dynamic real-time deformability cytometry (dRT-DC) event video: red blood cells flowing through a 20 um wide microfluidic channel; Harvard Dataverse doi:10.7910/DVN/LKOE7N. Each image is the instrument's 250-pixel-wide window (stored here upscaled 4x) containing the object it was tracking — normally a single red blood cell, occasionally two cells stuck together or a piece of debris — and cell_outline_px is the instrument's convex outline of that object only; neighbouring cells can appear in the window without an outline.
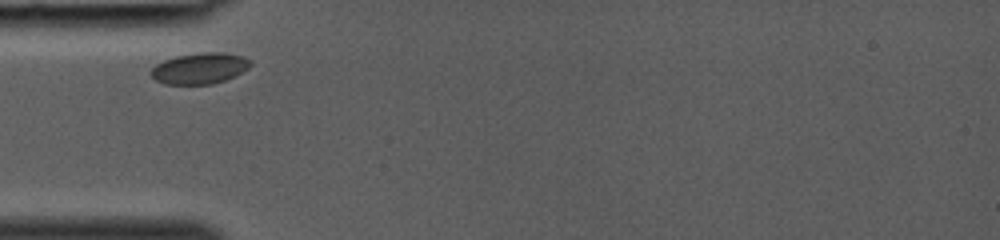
{"species": "common noctule bat (a hibernating species)", "species_latin": "Nyctalus noctula", "temperature_condition": "room temperature", "stored_images_in_passage": 22, "camera_frame_rate_fps": 3000, "um_per_image_px": 0.085, "animal": {"sex": "female", "body_mass_g": 19.0, "forearm_length_mm": 53.3}, "frame": {"image": 1, "passage_image": 1, "time_ms": 0.0, "image_size_px": [1000, 240], "cell_outline_px": [[252, 64], [248, 68], [224, 80], [212, 84], [164, 84], [156, 80], [148, 72], [156, 64], [164, 60], [176, 56], [200, 52], [220, 52], [240, 56], [252, 60]], "centroid_in_image_um": [16.94, 5.8], "position_along_channel_um": 68.1, "area_um2": 17.86}}
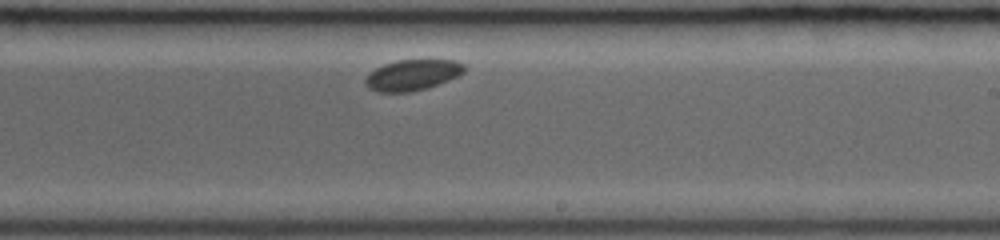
{"frame": {"image": 2, "passage_image": 13, "time_ms": 4.0, "image_size_px": [1000, 240], "cell_outline_px": [[464, 72], [448, 80], [424, 88], [408, 92], [380, 92], [368, 88], [364, 80], [376, 68], [384, 64], [396, 60], [456, 60], [464, 64]], "centroid_in_image_um": [35.05, 6.36], "position_along_channel_um": 254.0, "area_um2": 17.4}}
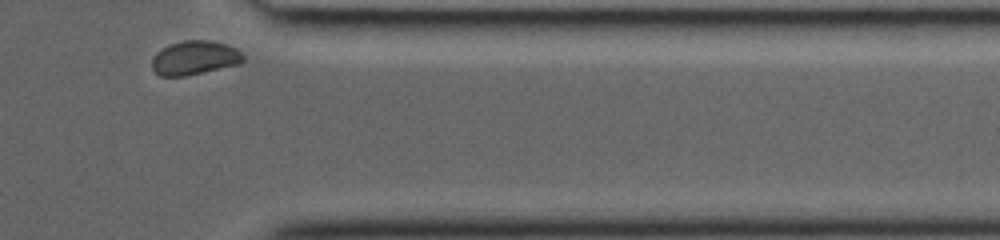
{"frame": {"image": 3, "passage_image": 22, "time_ms": 7.0, "image_size_px": [1000, 240], "cell_outline_px": [[244, 60], [240, 64], [184, 76], [160, 76], [152, 68], [152, 60], [156, 52], [172, 44], [184, 40], [208, 40], [224, 44], [236, 48], [244, 56]], "centroid_in_image_um": [16.55, 4.92], "position_along_channel_um": 394.8, "area_um2": 17.86}}